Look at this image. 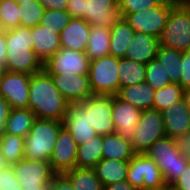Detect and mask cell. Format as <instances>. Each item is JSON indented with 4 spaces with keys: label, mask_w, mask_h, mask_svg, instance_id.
I'll list each match as a JSON object with an SVG mask.
<instances>
[{
    "label": "cell",
    "mask_w": 190,
    "mask_h": 190,
    "mask_svg": "<svg viewBox=\"0 0 190 190\" xmlns=\"http://www.w3.org/2000/svg\"><path fill=\"white\" fill-rule=\"evenodd\" d=\"M69 105L44 69L30 76L28 108L35 117L63 122Z\"/></svg>",
    "instance_id": "6da1fadb"
},
{
    "label": "cell",
    "mask_w": 190,
    "mask_h": 190,
    "mask_svg": "<svg viewBox=\"0 0 190 190\" xmlns=\"http://www.w3.org/2000/svg\"><path fill=\"white\" fill-rule=\"evenodd\" d=\"M6 71L32 75L43 69V62L33 51L31 28L16 27L6 30Z\"/></svg>",
    "instance_id": "7a4b0ae2"
},
{
    "label": "cell",
    "mask_w": 190,
    "mask_h": 190,
    "mask_svg": "<svg viewBox=\"0 0 190 190\" xmlns=\"http://www.w3.org/2000/svg\"><path fill=\"white\" fill-rule=\"evenodd\" d=\"M62 126L63 122L36 117L25 137V158L49 161Z\"/></svg>",
    "instance_id": "3957f363"
},
{
    "label": "cell",
    "mask_w": 190,
    "mask_h": 190,
    "mask_svg": "<svg viewBox=\"0 0 190 190\" xmlns=\"http://www.w3.org/2000/svg\"><path fill=\"white\" fill-rule=\"evenodd\" d=\"M145 154L162 171L165 185L174 184L190 162V159L179 153L176 140L167 136L157 140Z\"/></svg>",
    "instance_id": "277c9868"
},
{
    "label": "cell",
    "mask_w": 190,
    "mask_h": 190,
    "mask_svg": "<svg viewBox=\"0 0 190 190\" xmlns=\"http://www.w3.org/2000/svg\"><path fill=\"white\" fill-rule=\"evenodd\" d=\"M159 45L181 52L190 50V10L179 2L169 12Z\"/></svg>",
    "instance_id": "5b68a950"
},
{
    "label": "cell",
    "mask_w": 190,
    "mask_h": 190,
    "mask_svg": "<svg viewBox=\"0 0 190 190\" xmlns=\"http://www.w3.org/2000/svg\"><path fill=\"white\" fill-rule=\"evenodd\" d=\"M177 3L178 0H163L159 5L127 13L122 18L135 32H142L159 39L166 26L169 12Z\"/></svg>",
    "instance_id": "8992f818"
},
{
    "label": "cell",
    "mask_w": 190,
    "mask_h": 190,
    "mask_svg": "<svg viewBox=\"0 0 190 190\" xmlns=\"http://www.w3.org/2000/svg\"><path fill=\"white\" fill-rule=\"evenodd\" d=\"M119 58L108 55L90 61L89 82L93 95H117L120 90Z\"/></svg>",
    "instance_id": "52a82bcc"
},
{
    "label": "cell",
    "mask_w": 190,
    "mask_h": 190,
    "mask_svg": "<svg viewBox=\"0 0 190 190\" xmlns=\"http://www.w3.org/2000/svg\"><path fill=\"white\" fill-rule=\"evenodd\" d=\"M126 181L135 189L163 190L162 171L153 159L144 154H135L129 161Z\"/></svg>",
    "instance_id": "ba28073f"
},
{
    "label": "cell",
    "mask_w": 190,
    "mask_h": 190,
    "mask_svg": "<svg viewBox=\"0 0 190 190\" xmlns=\"http://www.w3.org/2000/svg\"><path fill=\"white\" fill-rule=\"evenodd\" d=\"M22 190H49V185L56 174L49 161L24 158L11 165Z\"/></svg>",
    "instance_id": "9c48e42d"
},
{
    "label": "cell",
    "mask_w": 190,
    "mask_h": 190,
    "mask_svg": "<svg viewBox=\"0 0 190 190\" xmlns=\"http://www.w3.org/2000/svg\"><path fill=\"white\" fill-rule=\"evenodd\" d=\"M166 136L162 112L154 109L141 111L132 147L135 154H144L157 140Z\"/></svg>",
    "instance_id": "30bf717a"
},
{
    "label": "cell",
    "mask_w": 190,
    "mask_h": 190,
    "mask_svg": "<svg viewBox=\"0 0 190 190\" xmlns=\"http://www.w3.org/2000/svg\"><path fill=\"white\" fill-rule=\"evenodd\" d=\"M90 59L85 52H79L72 49H61L43 62V69L48 74L62 75H88Z\"/></svg>",
    "instance_id": "8fae6325"
},
{
    "label": "cell",
    "mask_w": 190,
    "mask_h": 190,
    "mask_svg": "<svg viewBox=\"0 0 190 190\" xmlns=\"http://www.w3.org/2000/svg\"><path fill=\"white\" fill-rule=\"evenodd\" d=\"M30 76L5 71L0 79V95L7 101L10 109L28 108Z\"/></svg>",
    "instance_id": "7c38bea8"
},
{
    "label": "cell",
    "mask_w": 190,
    "mask_h": 190,
    "mask_svg": "<svg viewBox=\"0 0 190 190\" xmlns=\"http://www.w3.org/2000/svg\"><path fill=\"white\" fill-rule=\"evenodd\" d=\"M89 112V121L98 135L115 133L111 95H93L79 102Z\"/></svg>",
    "instance_id": "4fadbf2b"
},
{
    "label": "cell",
    "mask_w": 190,
    "mask_h": 190,
    "mask_svg": "<svg viewBox=\"0 0 190 190\" xmlns=\"http://www.w3.org/2000/svg\"><path fill=\"white\" fill-rule=\"evenodd\" d=\"M111 109L115 133L132 143L142 110L117 95H111Z\"/></svg>",
    "instance_id": "5bb4252c"
},
{
    "label": "cell",
    "mask_w": 190,
    "mask_h": 190,
    "mask_svg": "<svg viewBox=\"0 0 190 190\" xmlns=\"http://www.w3.org/2000/svg\"><path fill=\"white\" fill-rule=\"evenodd\" d=\"M78 145L74 142L65 126L60 128L56 145L49 159L50 166L56 174H63L76 167Z\"/></svg>",
    "instance_id": "9a60e30c"
},
{
    "label": "cell",
    "mask_w": 190,
    "mask_h": 190,
    "mask_svg": "<svg viewBox=\"0 0 190 190\" xmlns=\"http://www.w3.org/2000/svg\"><path fill=\"white\" fill-rule=\"evenodd\" d=\"M121 18L118 0H84V20L90 26L111 28Z\"/></svg>",
    "instance_id": "2e32d148"
},
{
    "label": "cell",
    "mask_w": 190,
    "mask_h": 190,
    "mask_svg": "<svg viewBox=\"0 0 190 190\" xmlns=\"http://www.w3.org/2000/svg\"><path fill=\"white\" fill-rule=\"evenodd\" d=\"M54 85L70 103H79L93 96L88 75L50 74Z\"/></svg>",
    "instance_id": "e0dca14e"
},
{
    "label": "cell",
    "mask_w": 190,
    "mask_h": 190,
    "mask_svg": "<svg viewBox=\"0 0 190 190\" xmlns=\"http://www.w3.org/2000/svg\"><path fill=\"white\" fill-rule=\"evenodd\" d=\"M74 142L79 146L98 134L89 121V112L80 103H72L63 120Z\"/></svg>",
    "instance_id": "ac0fdd59"
},
{
    "label": "cell",
    "mask_w": 190,
    "mask_h": 190,
    "mask_svg": "<svg viewBox=\"0 0 190 190\" xmlns=\"http://www.w3.org/2000/svg\"><path fill=\"white\" fill-rule=\"evenodd\" d=\"M161 112L167 137L176 139L190 133V107L183 98Z\"/></svg>",
    "instance_id": "d6986e66"
},
{
    "label": "cell",
    "mask_w": 190,
    "mask_h": 190,
    "mask_svg": "<svg viewBox=\"0 0 190 190\" xmlns=\"http://www.w3.org/2000/svg\"><path fill=\"white\" fill-rule=\"evenodd\" d=\"M90 28V24L84 19L71 18L59 34L61 47L85 52Z\"/></svg>",
    "instance_id": "ffe728a7"
},
{
    "label": "cell",
    "mask_w": 190,
    "mask_h": 190,
    "mask_svg": "<svg viewBox=\"0 0 190 190\" xmlns=\"http://www.w3.org/2000/svg\"><path fill=\"white\" fill-rule=\"evenodd\" d=\"M31 36L33 51L42 62H45L61 49L59 34L54 33V30L37 25L31 28Z\"/></svg>",
    "instance_id": "44dd1931"
},
{
    "label": "cell",
    "mask_w": 190,
    "mask_h": 190,
    "mask_svg": "<svg viewBox=\"0 0 190 190\" xmlns=\"http://www.w3.org/2000/svg\"><path fill=\"white\" fill-rule=\"evenodd\" d=\"M159 47V39L142 32H135L128 46L126 58L146 65L155 59Z\"/></svg>",
    "instance_id": "7402d4cb"
},
{
    "label": "cell",
    "mask_w": 190,
    "mask_h": 190,
    "mask_svg": "<svg viewBox=\"0 0 190 190\" xmlns=\"http://www.w3.org/2000/svg\"><path fill=\"white\" fill-rule=\"evenodd\" d=\"M117 96L123 101L141 109H152L155 90L146 82L121 87Z\"/></svg>",
    "instance_id": "603a6c76"
},
{
    "label": "cell",
    "mask_w": 190,
    "mask_h": 190,
    "mask_svg": "<svg viewBox=\"0 0 190 190\" xmlns=\"http://www.w3.org/2000/svg\"><path fill=\"white\" fill-rule=\"evenodd\" d=\"M134 34L133 28L124 18H121L110 28L109 55L117 58L126 57L128 46L131 44Z\"/></svg>",
    "instance_id": "cb8c5ba5"
},
{
    "label": "cell",
    "mask_w": 190,
    "mask_h": 190,
    "mask_svg": "<svg viewBox=\"0 0 190 190\" xmlns=\"http://www.w3.org/2000/svg\"><path fill=\"white\" fill-rule=\"evenodd\" d=\"M129 161L102 159L93 167L103 186L112 185L127 179Z\"/></svg>",
    "instance_id": "d4e9b609"
},
{
    "label": "cell",
    "mask_w": 190,
    "mask_h": 190,
    "mask_svg": "<svg viewBox=\"0 0 190 190\" xmlns=\"http://www.w3.org/2000/svg\"><path fill=\"white\" fill-rule=\"evenodd\" d=\"M102 147V159L130 161L135 155L132 143L117 133L103 135Z\"/></svg>",
    "instance_id": "484cf974"
},
{
    "label": "cell",
    "mask_w": 190,
    "mask_h": 190,
    "mask_svg": "<svg viewBox=\"0 0 190 190\" xmlns=\"http://www.w3.org/2000/svg\"><path fill=\"white\" fill-rule=\"evenodd\" d=\"M34 113L29 108L10 109L3 133L26 137L35 120Z\"/></svg>",
    "instance_id": "4316f807"
},
{
    "label": "cell",
    "mask_w": 190,
    "mask_h": 190,
    "mask_svg": "<svg viewBox=\"0 0 190 190\" xmlns=\"http://www.w3.org/2000/svg\"><path fill=\"white\" fill-rule=\"evenodd\" d=\"M110 28L93 27L90 28L85 54L90 61L108 56L110 52Z\"/></svg>",
    "instance_id": "83f0119b"
},
{
    "label": "cell",
    "mask_w": 190,
    "mask_h": 190,
    "mask_svg": "<svg viewBox=\"0 0 190 190\" xmlns=\"http://www.w3.org/2000/svg\"><path fill=\"white\" fill-rule=\"evenodd\" d=\"M103 135H97L78 146L76 167L93 168L102 160Z\"/></svg>",
    "instance_id": "f1b7e54d"
},
{
    "label": "cell",
    "mask_w": 190,
    "mask_h": 190,
    "mask_svg": "<svg viewBox=\"0 0 190 190\" xmlns=\"http://www.w3.org/2000/svg\"><path fill=\"white\" fill-rule=\"evenodd\" d=\"M155 58L162 65L170 82L179 83L181 77L182 52L159 45Z\"/></svg>",
    "instance_id": "f546056e"
},
{
    "label": "cell",
    "mask_w": 190,
    "mask_h": 190,
    "mask_svg": "<svg viewBox=\"0 0 190 190\" xmlns=\"http://www.w3.org/2000/svg\"><path fill=\"white\" fill-rule=\"evenodd\" d=\"M120 88L145 82L146 66L126 57L119 58L118 66Z\"/></svg>",
    "instance_id": "4dcf8cb0"
},
{
    "label": "cell",
    "mask_w": 190,
    "mask_h": 190,
    "mask_svg": "<svg viewBox=\"0 0 190 190\" xmlns=\"http://www.w3.org/2000/svg\"><path fill=\"white\" fill-rule=\"evenodd\" d=\"M63 174L71 181L74 190H103L93 168L75 167Z\"/></svg>",
    "instance_id": "1f68e13d"
},
{
    "label": "cell",
    "mask_w": 190,
    "mask_h": 190,
    "mask_svg": "<svg viewBox=\"0 0 190 190\" xmlns=\"http://www.w3.org/2000/svg\"><path fill=\"white\" fill-rule=\"evenodd\" d=\"M25 138L2 133L0 135V150L8 165L17 163L25 158Z\"/></svg>",
    "instance_id": "d6a6232c"
},
{
    "label": "cell",
    "mask_w": 190,
    "mask_h": 190,
    "mask_svg": "<svg viewBox=\"0 0 190 190\" xmlns=\"http://www.w3.org/2000/svg\"><path fill=\"white\" fill-rule=\"evenodd\" d=\"M183 88L178 83H169L162 89L155 90L152 109L162 111L169 105L182 99Z\"/></svg>",
    "instance_id": "836d02e7"
},
{
    "label": "cell",
    "mask_w": 190,
    "mask_h": 190,
    "mask_svg": "<svg viewBox=\"0 0 190 190\" xmlns=\"http://www.w3.org/2000/svg\"><path fill=\"white\" fill-rule=\"evenodd\" d=\"M20 5V26L33 28L40 24L45 8L38 0L28 1Z\"/></svg>",
    "instance_id": "e575fe53"
},
{
    "label": "cell",
    "mask_w": 190,
    "mask_h": 190,
    "mask_svg": "<svg viewBox=\"0 0 190 190\" xmlns=\"http://www.w3.org/2000/svg\"><path fill=\"white\" fill-rule=\"evenodd\" d=\"M20 5L15 0H0V26L4 31L20 26Z\"/></svg>",
    "instance_id": "d590c367"
},
{
    "label": "cell",
    "mask_w": 190,
    "mask_h": 190,
    "mask_svg": "<svg viewBox=\"0 0 190 190\" xmlns=\"http://www.w3.org/2000/svg\"><path fill=\"white\" fill-rule=\"evenodd\" d=\"M145 66V82L151 85L154 90L162 89L167 84L171 83L165 70L156 58L149 61Z\"/></svg>",
    "instance_id": "8d00e7d4"
},
{
    "label": "cell",
    "mask_w": 190,
    "mask_h": 190,
    "mask_svg": "<svg viewBox=\"0 0 190 190\" xmlns=\"http://www.w3.org/2000/svg\"><path fill=\"white\" fill-rule=\"evenodd\" d=\"M70 19L71 16L67 10L45 9L39 25H42L50 30H54V33L60 34Z\"/></svg>",
    "instance_id": "74e56055"
},
{
    "label": "cell",
    "mask_w": 190,
    "mask_h": 190,
    "mask_svg": "<svg viewBox=\"0 0 190 190\" xmlns=\"http://www.w3.org/2000/svg\"><path fill=\"white\" fill-rule=\"evenodd\" d=\"M163 0H118L121 16L159 5Z\"/></svg>",
    "instance_id": "f35d334b"
},
{
    "label": "cell",
    "mask_w": 190,
    "mask_h": 190,
    "mask_svg": "<svg viewBox=\"0 0 190 190\" xmlns=\"http://www.w3.org/2000/svg\"><path fill=\"white\" fill-rule=\"evenodd\" d=\"M0 190H22L11 165L0 170Z\"/></svg>",
    "instance_id": "ab89813d"
},
{
    "label": "cell",
    "mask_w": 190,
    "mask_h": 190,
    "mask_svg": "<svg viewBox=\"0 0 190 190\" xmlns=\"http://www.w3.org/2000/svg\"><path fill=\"white\" fill-rule=\"evenodd\" d=\"M183 89L190 87V50L182 52L181 77L178 83Z\"/></svg>",
    "instance_id": "60d3db41"
},
{
    "label": "cell",
    "mask_w": 190,
    "mask_h": 190,
    "mask_svg": "<svg viewBox=\"0 0 190 190\" xmlns=\"http://www.w3.org/2000/svg\"><path fill=\"white\" fill-rule=\"evenodd\" d=\"M49 190H74V188L64 174H55L49 185Z\"/></svg>",
    "instance_id": "b9f144b4"
},
{
    "label": "cell",
    "mask_w": 190,
    "mask_h": 190,
    "mask_svg": "<svg viewBox=\"0 0 190 190\" xmlns=\"http://www.w3.org/2000/svg\"><path fill=\"white\" fill-rule=\"evenodd\" d=\"M66 10L71 18L84 19V0H67Z\"/></svg>",
    "instance_id": "7bdbcfd3"
},
{
    "label": "cell",
    "mask_w": 190,
    "mask_h": 190,
    "mask_svg": "<svg viewBox=\"0 0 190 190\" xmlns=\"http://www.w3.org/2000/svg\"><path fill=\"white\" fill-rule=\"evenodd\" d=\"M171 186L177 190H190V162L187 164L181 176Z\"/></svg>",
    "instance_id": "ee69618b"
},
{
    "label": "cell",
    "mask_w": 190,
    "mask_h": 190,
    "mask_svg": "<svg viewBox=\"0 0 190 190\" xmlns=\"http://www.w3.org/2000/svg\"><path fill=\"white\" fill-rule=\"evenodd\" d=\"M175 140L179 149V153L185 158L190 159V133L177 137Z\"/></svg>",
    "instance_id": "f6af8a7d"
},
{
    "label": "cell",
    "mask_w": 190,
    "mask_h": 190,
    "mask_svg": "<svg viewBox=\"0 0 190 190\" xmlns=\"http://www.w3.org/2000/svg\"><path fill=\"white\" fill-rule=\"evenodd\" d=\"M48 10H66L67 0H38Z\"/></svg>",
    "instance_id": "bcb514c9"
},
{
    "label": "cell",
    "mask_w": 190,
    "mask_h": 190,
    "mask_svg": "<svg viewBox=\"0 0 190 190\" xmlns=\"http://www.w3.org/2000/svg\"><path fill=\"white\" fill-rule=\"evenodd\" d=\"M9 105L7 101L0 95V135L4 131L5 122L9 113Z\"/></svg>",
    "instance_id": "7dc6e473"
},
{
    "label": "cell",
    "mask_w": 190,
    "mask_h": 190,
    "mask_svg": "<svg viewBox=\"0 0 190 190\" xmlns=\"http://www.w3.org/2000/svg\"><path fill=\"white\" fill-rule=\"evenodd\" d=\"M6 31L0 34V64L6 68L7 65V47Z\"/></svg>",
    "instance_id": "c3c4849f"
},
{
    "label": "cell",
    "mask_w": 190,
    "mask_h": 190,
    "mask_svg": "<svg viewBox=\"0 0 190 190\" xmlns=\"http://www.w3.org/2000/svg\"><path fill=\"white\" fill-rule=\"evenodd\" d=\"M103 190H136V189L132 185H130L126 180H123L112 185L103 186Z\"/></svg>",
    "instance_id": "681fc988"
},
{
    "label": "cell",
    "mask_w": 190,
    "mask_h": 190,
    "mask_svg": "<svg viewBox=\"0 0 190 190\" xmlns=\"http://www.w3.org/2000/svg\"><path fill=\"white\" fill-rule=\"evenodd\" d=\"M184 102L190 107V87L183 89V96Z\"/></svg>",
    "instance_id": "f907efd6"
},
{
    "label": "cell",
    "mask_w": 190,
    "mask_h": 190,
    "mask_svg": "<svg viewBox=\"0 0 190 190\" xmlns=\"http://www.w3.org/2000/svg\"><path fill=\"white\" fill-rule=\"evenodd\" d=\"M6 166H8V164H7L5 158L3 157V154L0 150V170Z\"/></svg>",
    "instance_id": "816d5d0a"
},
{
    "label": "cell",
    "mask_w": 190,
    "mask_h": 190,
    "mask_svg": "<svg viewBox=\"0 0 190 190\" xmlns=\"http://www.w3.org/2000/svg\"><path fill=\"white\" fill-rule=\"evenodd\" d=\"M178 2L187 10H190V0H178Z\"/></svg>",
    "instance_id": "f5cc1de1"
},
{
    "label": "cell",
    "mask_w": 190,
    "mask_h": 190,
    "mask_svg": "<svg viewBox=\"0 0 190 190\" xmlns=\"http://www.w3.org/2000/svg\"><path fill=\"white\" fill-rule=\"evenodd\" d=\"M6 69L3 65L0 64V79L2 78V76L4 75Z\"/></svg>",
    "instance_id": "db71d44e"
},
{
    "label": "cell",
    "mask_w": 190,
    "mask_h": 190,
    "mask_svg": "<svg viewBox=\"0 0 190 190\" xmlns=\"http://www.w3.org/2000/svg\"><path fill=\"white\" fill-rule=\"evenodd\" d=\"M163 190H177L171 185H166Z\"/></svg>",
    "instance_id": "11a10c76"
},
{
    "label": "cell",
    "mask_w": 190,
    "mask_h": 190,
    "mask_svg": "<svg viewBox=\"0 0 190 190\" xmlns=\"http://www.w3.org/2000/svg\"><path fill=\"white\" fill-rule=\"evenodd\" d=\"M18 4H22L28 1H33V0H15Z\"/></svg>",
    "instance_id": "9f6ffc18"
},
{
    "label": "cell",
    "mask_w": 190,
    "mask_h": 190,
    "mask_svg": "<svg viewBox=\"0 0 190 190\" xmlns=\"http://www.w3.org/2000/svg\"><path fill=\"white\" fill-rule=\"evenodd\" d=\"M3 31H4L3 28L0 26V34H1Z\"/></svg>",
    "instance_id": "6f0895ef"
},
{
    "label": "cell",
    "mask_w": 190,
    "mask_h": 190,
    "mask_svg": "<svg viewBox=\"0 0 190 190\" xmlns=\"http://www.w3.org/2000/svg\"><path fill=\"white\" fill-rule=\"evenodd\" d=\"M136 190H155V189H136Z\"/></svg>",
    "instance_id": "680465c9"
}]
</instances>
